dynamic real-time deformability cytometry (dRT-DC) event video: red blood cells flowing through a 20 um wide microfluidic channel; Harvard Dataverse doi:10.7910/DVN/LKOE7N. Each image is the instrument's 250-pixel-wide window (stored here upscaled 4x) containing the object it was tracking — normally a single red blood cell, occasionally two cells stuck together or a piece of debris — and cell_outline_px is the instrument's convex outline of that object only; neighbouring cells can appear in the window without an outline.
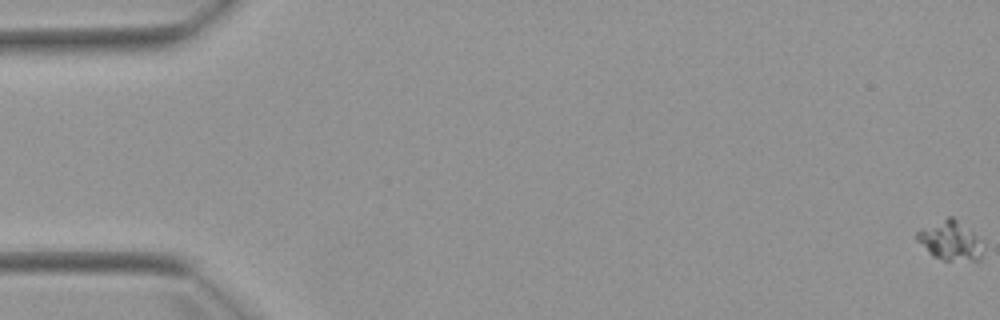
{"species": "Egyptian fruit bat (a non-hibernating species)", "species_latin": "Rousettus aegyptiacus", "temperature_condition": "warm", "stored_images_in_passage": 6, "camera_frame_rate_fps": 3000, "um_per_image_px": 0.085, "animal": {"sex": "female"}, "frame": {"image": 1, "passage_image": 1, "time_ms": 0.0, "image_size_px": [1000, 320], "cell_outline_px": [[984, 240], [980, 260], [944, 260], [932, 256], [916, 240], [916, 232], [920, 228], [948, 216], [952, 216]], "centroid_in_image_um": [80.78, 20.44], "position_along_channel_um": 4.2, "area_um2": 15.37}}
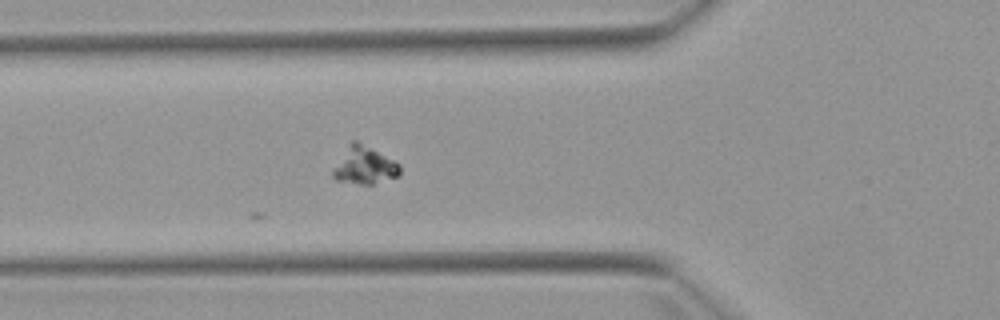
{"frame": {"image": 2, "passage_image": 6, "time_ms": 6.667, "image_size_px": [1000, 320], "cell_outline_px": [[400, 176], [372, 184], [360, 184], [336, 180], [332, 176], [332, 172], [348, 144], [352, 140], [356, 140], [400, 164]], "centroid_in_image_um": [30.98, 14.08], "position_along_channel_um": 94.8, "area_um2": 14.33}}